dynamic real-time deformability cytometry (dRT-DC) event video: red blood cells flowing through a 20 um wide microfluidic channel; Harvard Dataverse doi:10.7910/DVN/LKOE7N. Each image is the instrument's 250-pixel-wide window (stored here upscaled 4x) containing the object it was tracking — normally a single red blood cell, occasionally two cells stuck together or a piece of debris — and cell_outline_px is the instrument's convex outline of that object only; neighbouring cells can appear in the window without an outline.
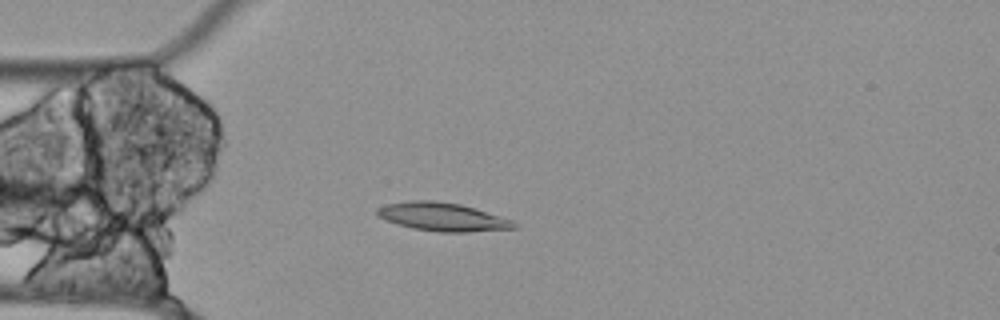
{"species": "Egyptian fruit bat (a non-hibernating species)", "species_latin": "Rousettus aegyptiacus", "temperature_condition": "cold", "stored_images_in_passage": 45, "camera_frame_rate_fps": 3000, "um_per_image_px": 0.085, "animal": {"sex": "female"}, "frame": {"image": 1, "passage_image": 4, "time_ms": 1.0, "image_size_px": [1000, 320], "cell_outline_px": [[520, 224], [516, 228], [468, 232], [440, 232], [412, 228], [376, 216], [376, 208], [384, 204], [412, 200], [436, 200], [460, 204], [512, 220]], "centroid_in_image_um": [37.6, 18.43], "position_along_channel_um": 47.4, "area_um2": 22.54}}
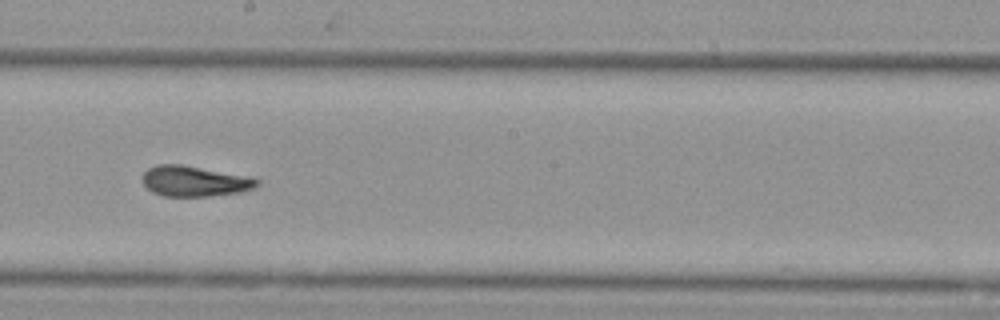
{"frame": {"image": 2, "passage_image": 20, "time_ms": 6.333, "image_size_px": [1000, 320], "cell_outline_px": [[260, 184], [256, 188], [240, 192], [208, 196], [164, 196], [152, 192], [144, 184], [144, 172], [148, 168], [156, 164], [180, 164], [252, 176], [260, 180]], "centroid_in_image_um": [16.6, 15.39], "position_along_channel_um": 231.6, "area_um2": 20.52}}
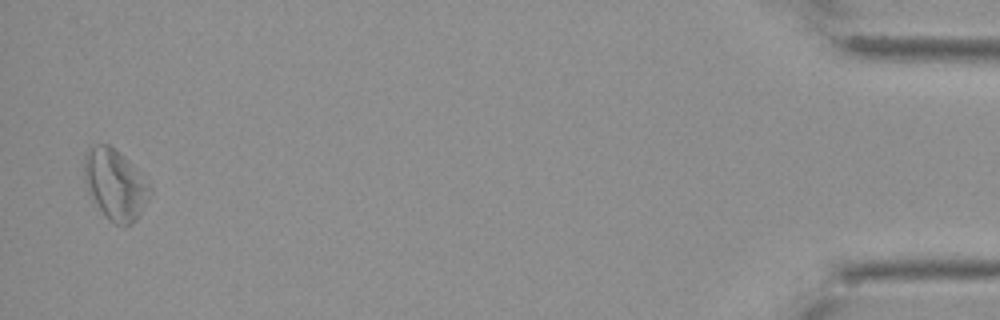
{"frame": {"image": 3, "passage_image": 44, "time_ms": 14.333, "image_size_px": [1000, 320], "cell_outline_px": [[152, 192], [140, 212], [132, 224], [124, 228], [116, 224], [104, 216], [88, 192], [84, 176], [84, 156], [88, 148], [96, 144], [108, 144], [124, 156], [132, 164], [152, 188]], "centroid_in_image_um": [9.77, 15.69], "position_along_channel_um": 425.4, "area_um2": 26.88}}